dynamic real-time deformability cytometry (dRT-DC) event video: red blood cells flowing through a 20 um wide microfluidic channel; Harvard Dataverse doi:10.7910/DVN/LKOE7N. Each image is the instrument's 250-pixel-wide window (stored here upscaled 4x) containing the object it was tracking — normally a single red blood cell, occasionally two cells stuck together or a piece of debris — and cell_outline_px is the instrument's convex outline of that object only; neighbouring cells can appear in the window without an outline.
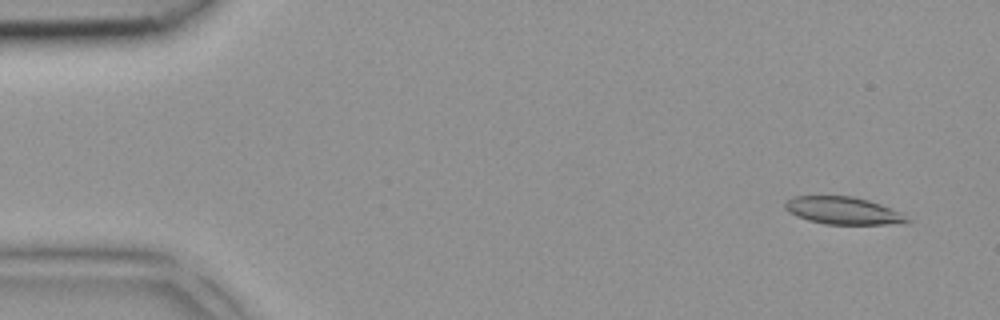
{"species": "common noctule bat (a hibernating species)", "species_latin": "Nyctalus noctula", "temperature_condition": "room temperature", "stored_images_in_passage": 5, "camera_frame_rate_fps": 3000, "um_per_image_px": 0.085, "animal": {"sex": "female", "body_mass_g": 18.4}, "frame": {"image": 1, "passage_image": 1, "time_ms": 0.0, "image_size_px": [1000, 320], "cell_outline_px": [[912, 220], [908, 224], [824, 224], [808, 220], [796, 216], [788, 212], [784, 208], [784, 200], [792, 196], [852, 196], [868, 200], [880, 204], [900, 212]], "centroid_in_image_um": [71.65, 17.91], "position_along_channel_um": 13.3, "area_um2": 19.77}}